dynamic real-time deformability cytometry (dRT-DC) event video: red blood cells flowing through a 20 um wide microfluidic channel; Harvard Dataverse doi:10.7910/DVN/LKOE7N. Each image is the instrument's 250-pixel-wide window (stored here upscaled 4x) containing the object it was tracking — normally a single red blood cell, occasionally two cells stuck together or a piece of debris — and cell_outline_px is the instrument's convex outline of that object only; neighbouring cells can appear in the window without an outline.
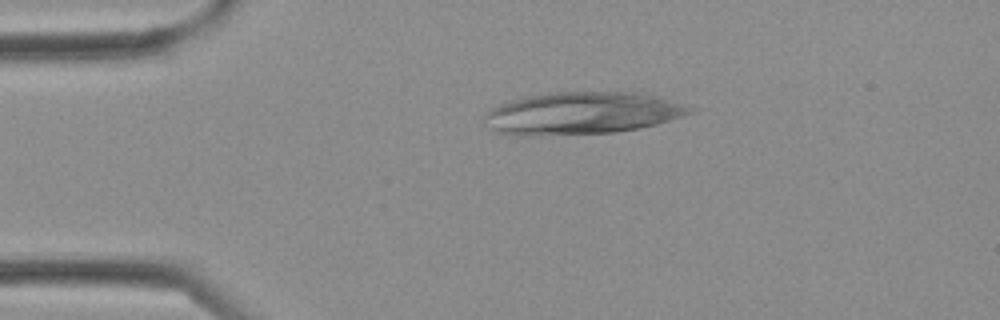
{"species": "Egyptian fruit bat (a non-hibernating species)", "species_latin": "Rousettus aegyptiacus", "temperature_condition": "cold", "stored_images_in_passage": 3, "camera_frame_rate_fps": 3000, "um_per_image_px": 0.085, "frame": {"image": 1, "passage_image": 2, "time_ms": 0.333, "image_size_px": [1000, 320], "cell_outline_px": [[692, 112], [656, 124], [640, 128], [616, 132], [540, 136], [520, 136], [496, 132], [488, 128], [484, 120], [484, 116], [492, 108], [512, 100], [528, 96], [556, 92], [632, 92], [652, 96], [684, 104], [692, 108]], "centroid_in_image_um": [49.4, 9.64], "position_along_channel_um": 35.6, "area_um2": 50.17}}